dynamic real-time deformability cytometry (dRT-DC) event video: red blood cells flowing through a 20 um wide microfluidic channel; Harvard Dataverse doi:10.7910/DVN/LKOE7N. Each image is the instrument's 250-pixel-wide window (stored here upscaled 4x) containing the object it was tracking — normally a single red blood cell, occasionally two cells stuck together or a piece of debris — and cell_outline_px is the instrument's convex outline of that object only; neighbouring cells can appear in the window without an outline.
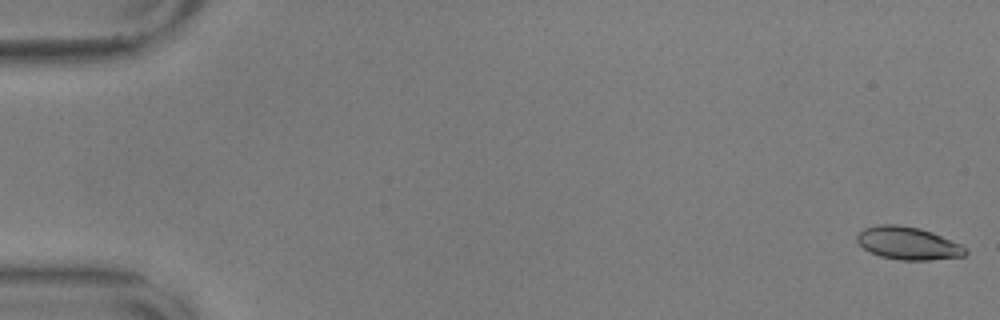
{"species": "common noctule bat (a hibernating species)", "species_latin": "Nyctalus noctula", "temperature_condition": "warm", "stored_images_in_passage": 57, "camera_frame_rate_fps": 3000, "um_per_image_px": 0.085, "animal": {"sex": "male", "body_mass_g": 17.9, "forearm_length_mm": 54.2}, "frame": {"image": 1, "passage_image": 1, "time_ms": 0.0, "image_size_px": [1000, 320], "cell_outline_px": [[968, 252], [964, 256], [928, 260], [900, 260], [880, 256], [864, 248], [856, 240], [856, 236], [864, 228], [880, 224], [896, 224], [920, 228], [932, 232], [960, 244]], "centroid_in_image_um": [77.17, 20.67], "position_along_channel_um": 7.8, "area_um2": 20.52}}
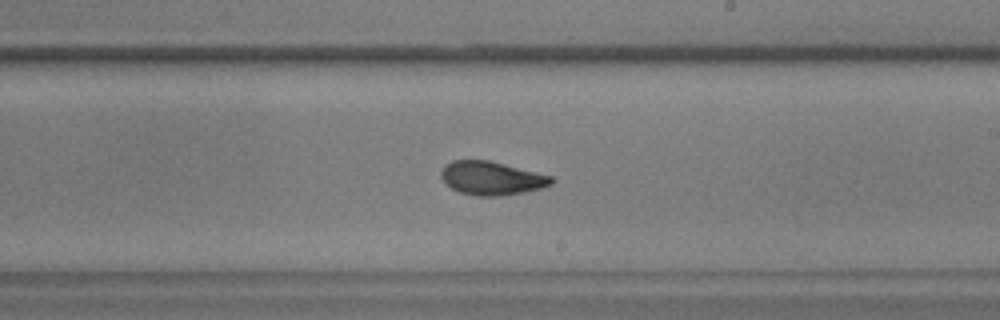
{"frame": {"image": 2, "passage_image": 34, "time_ms": 11.0, "image_size_px": [1000, 320], "cell_outline_px": [[556, 180], [552, 184], [540, 188], [524, 192], [500, 196], [476, 196], [460, 192], [452, 188], [440, 176], [440, 172], [444, 164], [452, 160], [488, 160], [552, 176]], "centroid_in_image_um": [41.78, 15.14], "position_along_channel_um": 247.2, "area_um2": 21.5}}
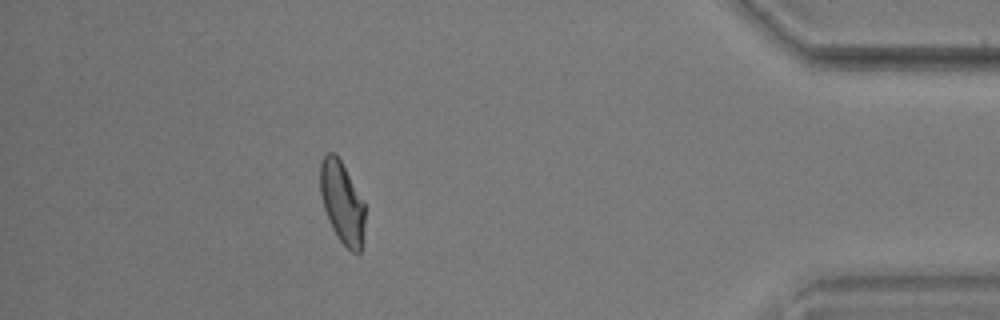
{"frame": {"image": 3, "passage_image": 51, "time_ms": 16.667, "image_size_px": [1000, 320], "cell_outline_px": [[364, 236], [360, 252], [352, 252], [340, 240], [332, 228], [328, 220], [324, 208], [320, 192], [320, 164], [324, 156], [328, 152], [332, 152], [340, 160], [364, 200]], "centroid_in_image_um": [29.08, 17.22], "position_along_channel_um": 406.1, "area_um2": 21.21}, "authors_computed_cell_mechanics": {"area_um2": 21.5016, "velocity_mm_per_s": 3.576, "shape_relaxation_time_tau1_ms": 5.4241, "shape_relaxation_time_tau2_ms": 1.5949, "deformation_change_tau1": 0.168, "deformation_change_tau2": 0.0752}}